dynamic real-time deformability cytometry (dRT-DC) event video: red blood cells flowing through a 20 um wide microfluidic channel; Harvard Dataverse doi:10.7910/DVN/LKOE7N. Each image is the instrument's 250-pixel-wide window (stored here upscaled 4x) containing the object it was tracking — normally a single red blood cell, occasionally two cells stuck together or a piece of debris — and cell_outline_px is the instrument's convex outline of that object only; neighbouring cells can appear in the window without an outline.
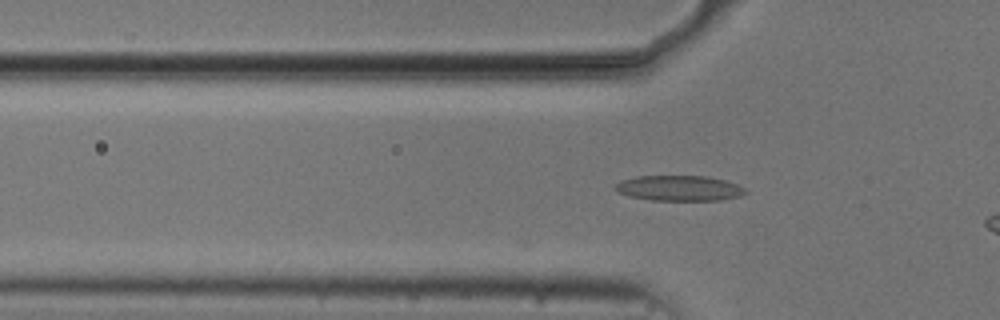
{"species": "common noctule bat (a hibernating species)", "species_latin": "Nyctalus noctula", "temperature_condition": "cold", "stored_images_in_passage": 2, "camera_frame_rate_fps": 3000, "um_per_image_px": 0.085, "animal": {"sex": "male", "body_mass_g": 20.5, "forearm_length_mm": 52.5}, "frame": {"image": 1, "passage_image": 2, "time_ms": 0.333, "image_size_px": [1000, 320], "cell_outline_px": [[748, 192], [740, 196], [720, 200], [648, 200], [628, 196], [616, 192], [612, 188], [620, 180], [636, 176], [708, 176], [724, 180], [736, 184], [744, 188]], "centroid_in_image_um": [57.67, 15.99], "position_along_channel_um": 68.1, "area_um2": 19.42}}